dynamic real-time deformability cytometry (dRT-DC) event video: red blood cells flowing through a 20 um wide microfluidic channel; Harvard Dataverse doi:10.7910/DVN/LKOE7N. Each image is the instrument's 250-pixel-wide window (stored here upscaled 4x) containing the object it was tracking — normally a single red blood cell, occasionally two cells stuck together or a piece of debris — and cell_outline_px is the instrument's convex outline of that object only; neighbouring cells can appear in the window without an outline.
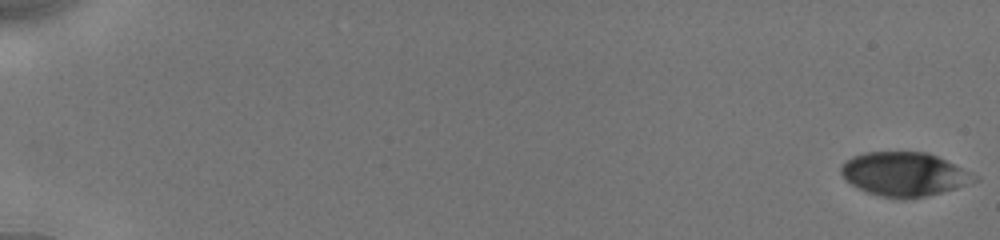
{"species": "human", "species_latin": "Homo sapiens", "temperature_condition": "cold", "stored_images_in_passage": 42, "camera_frame_rate_fps": 3000, "um_per_image_px": 0.085, "donor": {"sex": "male"}, "frame": {"image": 1, "passage_image": 1, "time_ms": 0.0, "image_size_px": [1000, 240], "cell_outline_px": [[980, 180], [956, 188], [924, 196], [904, 200], [900, 200], [880, 196], [868, 192], [852, 184], [840, 172], [840, 168], [852, 156], [864, 152], [924, 152], [936, 156], [980, 176]], "centroid_in_image_um": [76.89, 14.81], "position_along_channel_um": 8.1, "area_um2": 33.87}}
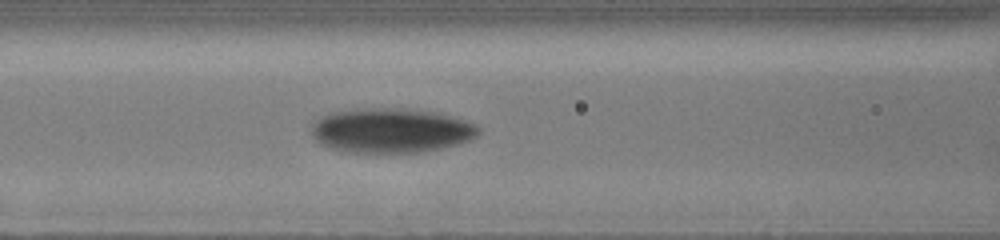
{"frame": {"image": 2, "passage_image": 30, "time_ms": 8.333, "image_size_px": [1000, 240], "cell_outline_px": [[480, 132], [472, 140], [424, 152], [348, 152], [332, 148], [320, 144], [312, 136], [312, 124], [320, 116], [328, 112], [356, 108], [400, 108], [440, 112], [476, 124], [480, 128]], "centroid_in_image_um": [33.23, 11.07], "position_along_channel_um": 133.4, "area_um2": 43.81}}
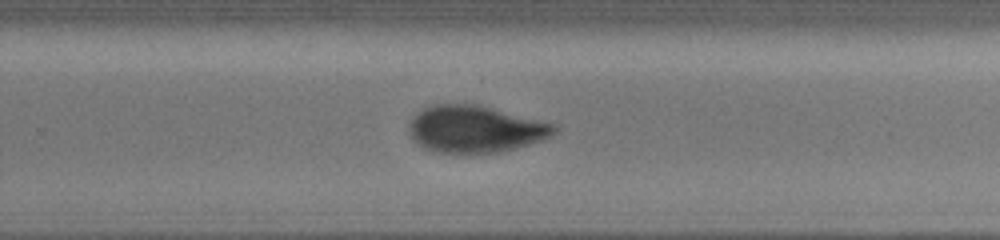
{"frame": {"image": 3, "passage_image": 42, "time_ms": 12.333, "image_size_px": [1000, 240], "cell_outline_px": [[556, 132], [544, 140], [496, 152], [436, 152], [424, 148], [412, 136], [408, 128], [408, 124], [416, 112], [432, 104], [476, 104], [556, 124]], "centroid_in_image_um": [40.38, 10.95], "position_along_channel_um": 289.4, "area_um2": 39.19}}